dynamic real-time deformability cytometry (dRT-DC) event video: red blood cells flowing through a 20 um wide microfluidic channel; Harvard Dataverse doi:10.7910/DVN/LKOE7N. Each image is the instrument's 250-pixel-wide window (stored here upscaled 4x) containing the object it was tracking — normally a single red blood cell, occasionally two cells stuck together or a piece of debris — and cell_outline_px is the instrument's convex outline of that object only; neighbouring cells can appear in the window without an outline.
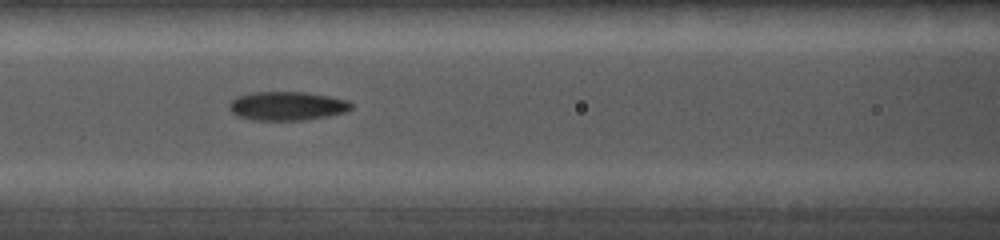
{"species": "common noctule bat (a hibernating species)", "species_latin": "Nyctalus noctula", "temperature_condition": "cold", "stored_images_in_passage": 18, "camera_frame_rate_fps": 5000, "um_per_image_px": 0.085, "animal": {"sex": "female", "body_mass_g": 19.0, "forearm_length_mm": 56.7}, "frame": {"image": 1, "passage_image": 3, "time_ms": 2.0, "image_size_px": [1000, 240], "cell_outline_px": [[352, 108], [348, 112], [328, 116], [304, 120], [252, 120], [236, 116], [228, 108], [228, 104], [236, 96], [252, 92], [308, 92], [348, 100], [352, 104]], "centroid_in_image_um": [24.39, 9.01], "position_along_channel_um": 142.2, "area_um2": 20.75}}
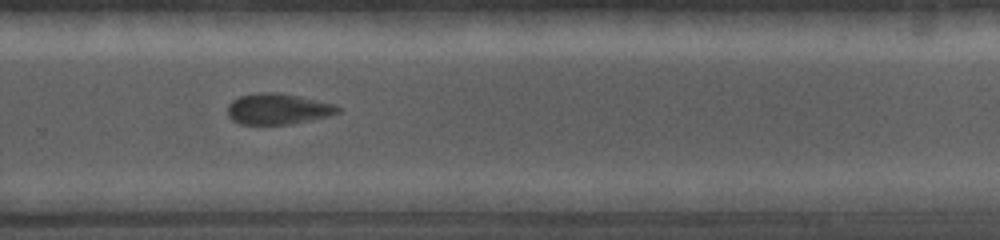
{"frame": {"image": 2, "passage_image": 7, "time_ms": 5.8, "image_size_px": [1000, 240], "cell_outline_px": [[340, 112], [328, 116], [292, 124], [240, 124], [232, 120], [228, 116], [228, 104], [232, 100], [240, 96], [256, 92], [280, 92], [336, 104], [340, 108]], "centroid_in_image_um": [23.62, 9.25], "position_along_channel_um": 306.2, "area_um2": 20.0}}
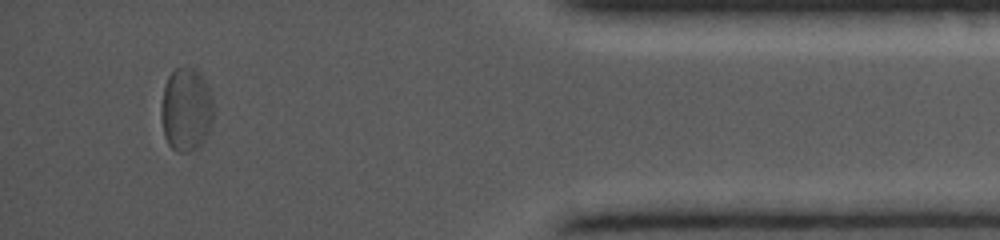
{"frame": {"image": 3, "passage_image": 15, "time_ms": 9.2, "image_size_px": [1000, 240], "cell_outline_px": [[216, 108], [208, 132], [204, 140], [196, 148], [188, 152], [176, 152], [168, 144], [164, 136], [160, 116], [160, 108], [164, 84], [168, 76], [176, 68], [192, 68], [200, 72], [208, 88]], "centroid_in_image_um": [15.81, 9.32], "position_along_channel_um": 419.4, "area_um2": 25.84}}